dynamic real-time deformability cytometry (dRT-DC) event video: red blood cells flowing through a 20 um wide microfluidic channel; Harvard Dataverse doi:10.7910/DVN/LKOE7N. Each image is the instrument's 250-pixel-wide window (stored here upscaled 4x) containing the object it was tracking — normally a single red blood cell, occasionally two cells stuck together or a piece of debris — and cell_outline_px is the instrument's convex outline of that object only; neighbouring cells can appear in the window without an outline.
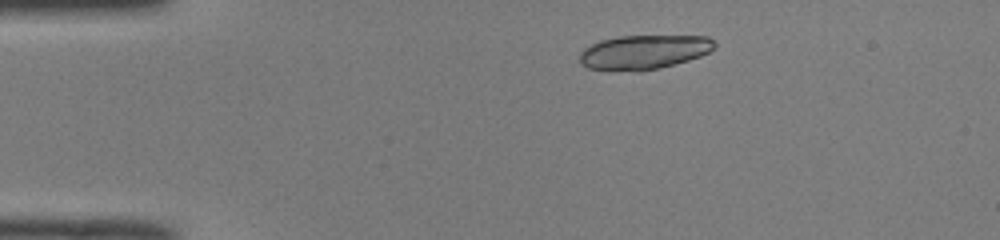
{"species": "common noctule bat (a hibernating species)", "species_latin": "Nyctalus noctula", "temperature_condition": "room temperature", "stored_images_in_passage": 41, "camera_frame_rate_fps": 3000, "um_per_image_px": 0.085, "animal": {"sex": "male", "body_mass_g": 19.0, "forearm_length_mm": 50.8}, "frame": {"image": 1, "passage_image": 1, "time_ms": 0.0, "image_size_px": [1000, 240], "cell_outline_px": [[716, 48], [700, 56], [688, 60], [660, 68], [640, 72], [608, 72], [588, 68], [580, 64], [580, 52], [584, 48], [600, 40], [616, 36], [708, 36], [716, 44]], "centroid_in_image_um": [54.67, 4.45], "position_along_channel_um": 30.3, "area_um2": 27.51}, "authors_computed_cell_mechanics": {"area_um2": 28.9578, "velocity_mm_per_s": 4.0682, "shape_relaxation_time_tau1_ms": 2.0562, "shape_relaxation_time_tau2_ms": null, "deformation_change_tau1": 0.2885, "deformation_change_tau2": null}}